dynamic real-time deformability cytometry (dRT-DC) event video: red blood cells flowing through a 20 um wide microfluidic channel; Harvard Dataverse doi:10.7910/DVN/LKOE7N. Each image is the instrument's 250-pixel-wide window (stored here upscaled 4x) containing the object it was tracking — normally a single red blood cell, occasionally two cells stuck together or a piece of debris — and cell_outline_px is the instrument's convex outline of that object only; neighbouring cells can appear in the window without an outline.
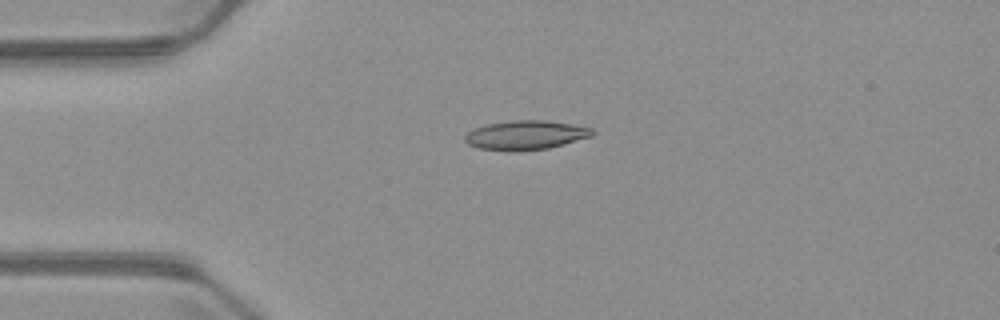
{"species": "common noctule bat (a hibernating species)", "species_latin": "Nyctalus noctula", "temperature_condition": "warm", "stored_images_in_passage": 4, "camera_frame_rate_fps": 3000, "um_per_image_px": 0.085, "animal": {"sex": "male", "body_mass_g": 23.1, "forearm_length_mm": 52.7}, "frame": {"image": 1, "passage_image": 3, "time_ms": 3.333, "image_size_px": [1000, 320], "cell_outline_px": [[596, 132], [592, 136], [564, 144], [548, 148], [516, 152], [480, 148], [468, 144], [464, 140], [464, 136], [468, 132], [476, 128], [488, 124], [512, 120], [544, 120], [572, 124], [592, 128]], "centroid_in_image_um": [44.7, 11.49], "position_along_channel_um": 40.3, "area_um2": 21.68}}